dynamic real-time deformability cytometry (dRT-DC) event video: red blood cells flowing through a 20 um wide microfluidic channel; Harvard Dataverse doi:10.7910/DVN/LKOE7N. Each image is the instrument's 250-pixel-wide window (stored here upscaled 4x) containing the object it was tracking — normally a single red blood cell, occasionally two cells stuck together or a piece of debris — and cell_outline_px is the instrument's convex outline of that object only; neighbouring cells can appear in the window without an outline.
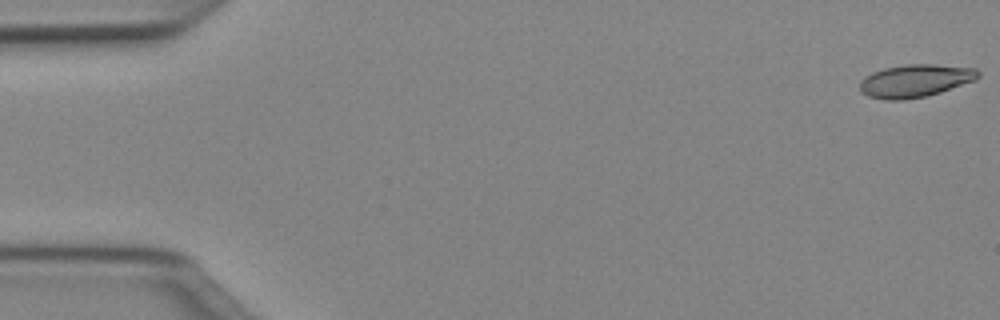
{"species": "Egyptian fruit bat (a non-hibernating species)", "species_latin": "Rousettus aegyptiacus", "temperature_condition": "cold", "stored_images_in_passage": 7, "camera_frame_rate_fps": 3000, "um_per_image_px": 0.085, "animal": {"sex": "female"}, "frame": {"image": 1, "passage_image": 1, "time_ms": 0.0, "image_size_px": [1000, 320], "cell_outline_px": [[980, 76], [976, 80], [940, 92], [924, 96], [904, 100], [884, 100], [868, 96], [860, 92], [860, 80], [864, 76], [872, 72], [884, 68], [904, 64], [936, 64], [976, 68], [980, 72]], "centroid_in_image_um": [77.78, 6.86], "position_along_channel_um": 7.2, "area_um2": 22.83}}